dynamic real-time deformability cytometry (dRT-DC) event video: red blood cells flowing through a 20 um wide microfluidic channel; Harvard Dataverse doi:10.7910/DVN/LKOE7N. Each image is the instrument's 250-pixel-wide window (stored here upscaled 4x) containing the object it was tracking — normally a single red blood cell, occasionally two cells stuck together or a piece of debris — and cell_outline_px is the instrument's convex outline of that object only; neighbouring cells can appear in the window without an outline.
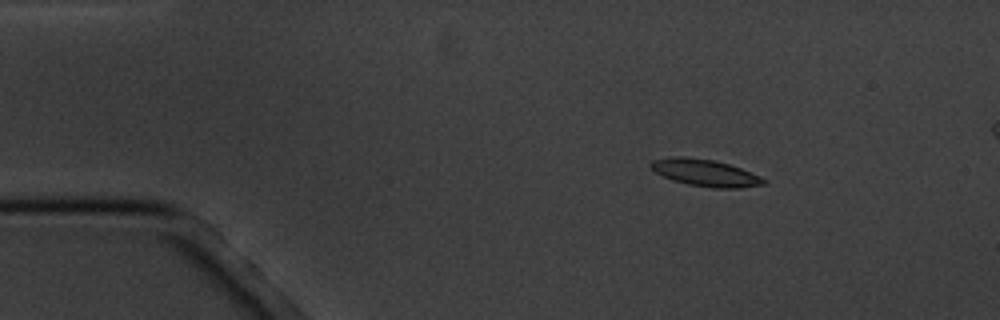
{"species": "common noctule bat (a hibernating species)", "species_latin": "Nyctalus noctula", "temperature_condition": "cold", "stored_images_in_passage": 5, "camera_frame_rate_fps": 3000, "um_per_image_px": 0.085, "animal": {"sex": "male", "body_mass_g": 20.1, "forearm_length_mm": 53.5}, "frame": {"image": 1, "passage_image": 2, "time_ms": 1.333, "image_size_px": [1000, 320], "cell_outline_px": [[768, 180], [764, 184], [740, 188], [712, 188], [688, 184], [672, 180], [656, 172], [648, 164], [652, 160], [668, 156], [684, 156], [716, 160], [740, 168], [760, 176]], "centroid_in_image_um": [59.93, 14.67], "position_along_channel_um": 25.1, "area_um2": 17.8}}